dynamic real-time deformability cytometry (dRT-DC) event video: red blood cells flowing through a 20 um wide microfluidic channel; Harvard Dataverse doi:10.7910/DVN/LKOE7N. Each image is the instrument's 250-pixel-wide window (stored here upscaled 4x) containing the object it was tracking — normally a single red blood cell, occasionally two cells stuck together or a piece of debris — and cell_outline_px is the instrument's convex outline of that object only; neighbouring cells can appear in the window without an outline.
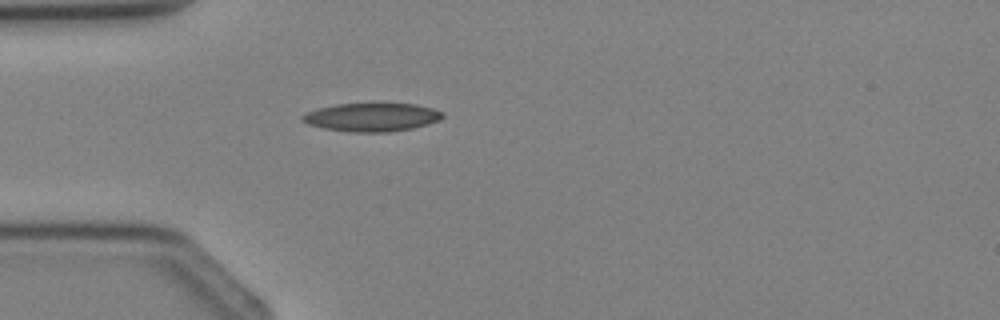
{"species": "Egyptian fruit bat (a non-hibernating species)", "species_latin": "Rousettus aegyptiacus", "temperature_condition": "cold", "stored_images_in_passage": 5, "camera_frame_rate_fps": 3000, "um_per_image_px": 0.085, "animal": {"sex": "female"}, "frame": {"image": 1, "passage_image": 5, "time_ms": 4.667, "image_size_px": [1000, 320], "cell_outline_px": [[444, 116], [440, 120], [428, 124], [412, 128], [388, 132], [348, 132], [324, 128], [308, 124], [300, 120], [300, 116], [308, 112], [320, 108], [336, 104], [416, 104], [432, 108], [444, 112]], "centroid_in_image_um": [31.62, 9.97], "position_along_channel_um": 53.4, "area_um2": 23.12}}